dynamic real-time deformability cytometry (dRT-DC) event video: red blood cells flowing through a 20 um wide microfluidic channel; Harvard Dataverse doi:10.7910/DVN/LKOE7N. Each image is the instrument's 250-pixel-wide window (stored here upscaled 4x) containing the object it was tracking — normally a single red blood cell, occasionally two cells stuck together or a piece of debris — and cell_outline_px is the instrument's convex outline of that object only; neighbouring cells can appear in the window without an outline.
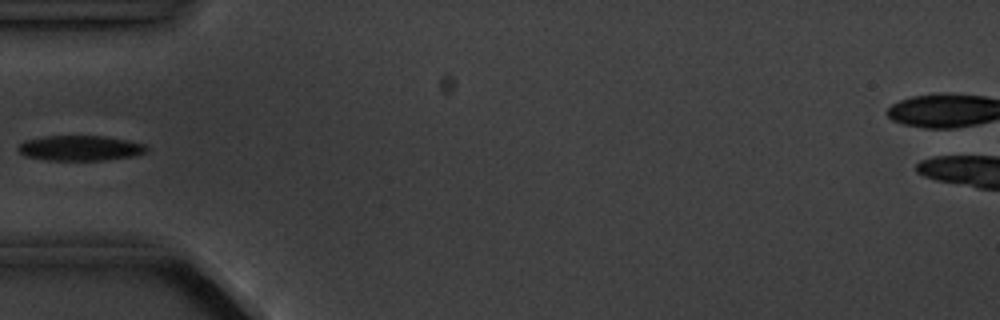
{"species": "common noctule bat (a hibernating species)", "species_latin": "Nyctalus noctula", "temperature_condition": "cold", "stored_images_in_passage": 5, "camera_frame_rate_fps": 3000, "um_per_image_px": 0.085, "animal": {"sex": "male", "body_mass_g": 20.1, "forearm_length_mm": 53.5}, "frame": {"image": 1, "passage_image": 5, "time_ms": 4.667, "image_size_px": [1000, 320], "cell_outline_px": [[148, 148], [144, 152], [136, 156], [104, 160], [48, 160], [24, 156], [16, 148], [24, 140], [44, 136], [104, 136], [128, 140], [144, 144]], "centroid_in_image_um": [6.8, 12.59], "position_along_channel_um": 78.2, "area_um2": 18.9}}